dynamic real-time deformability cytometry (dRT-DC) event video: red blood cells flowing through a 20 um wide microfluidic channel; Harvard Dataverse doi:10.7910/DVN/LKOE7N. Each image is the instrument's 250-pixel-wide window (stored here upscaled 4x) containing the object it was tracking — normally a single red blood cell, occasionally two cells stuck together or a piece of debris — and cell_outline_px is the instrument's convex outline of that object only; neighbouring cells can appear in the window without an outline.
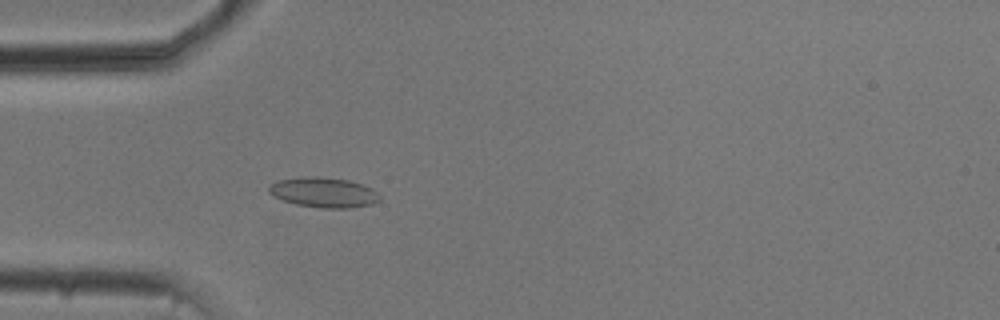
{"species": "common noctule bat (a hibernating species)", "species_latin": "Nyctalus noctula", "temperature_condition": "cold", "stored_images_in_passage": 24, "camera_frame_rate_fps": 3000, "um_per_image_px": 0.085, "animal": {"sex": "male", "body_mass_g": 20.5, "forearm_length_mm": 52.5}, "frame": {"image": 1, "passage_image": 13, "time_ms": 4.0, "image_size_px": [1000, 320], "cell_outline_px": [[380, 200], [372, 204], [352, 208], [324, 208], [296, 204], [280, 200], [272, 196], [268, 192], [268, 188], [272, 184], [280, 180], [304, 176], [316, 176], [348, 180], [372, 188], [380, 196]], "centroid_in_image_um": [27.5, 16.36], "position_along_channel_um": 57.5, "area_um2": 19.42}}
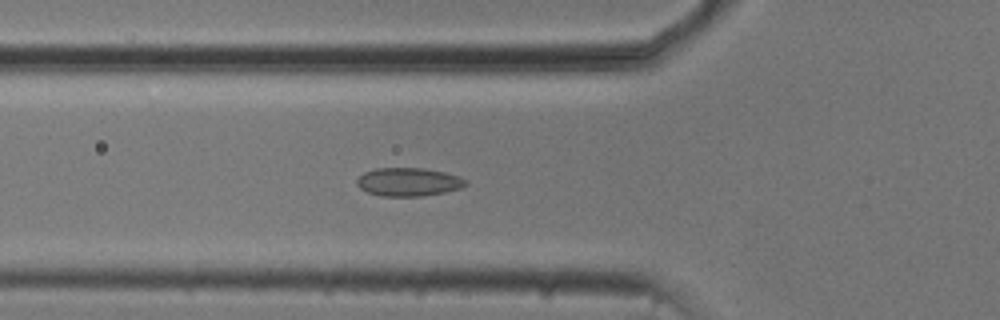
{"frame": {"image": 2, "passage_image": 16, "time_ms": 5.0, "image_size_px": [1000, 320], "cell_outline_px": [[468, 184], [460, 188], [444, 192], [420, 196], [380, 196], [368, 192], [360, 188], [356, 184], [356, 180], [364, 172], [376, 168], [424, 168], [444, 172], [460, 176], [468, 180]], "centroid_in_image_um": [34.73, 15.46], "position_along_channel_um": 91.1, "area_um2": 18.03}}
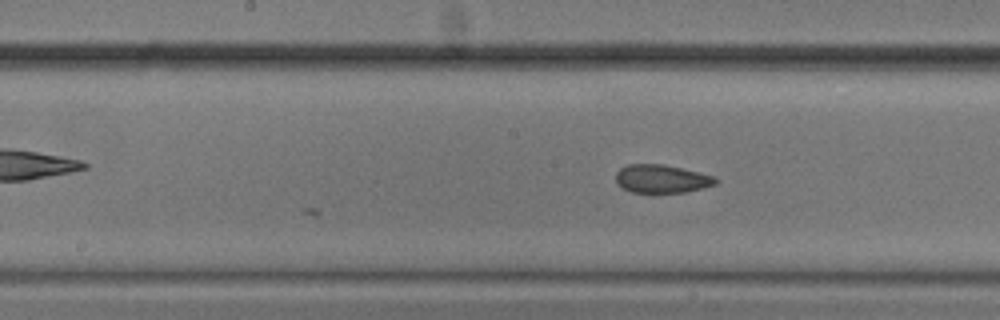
{"frame": {"image": 3, "passage_image": 24, "time_ms": 7.667, "image_size_px": [1000, 320], "cell_outline_px": [[720, 180], [716, 184], [704, 188], [684, 192], [632, 192], [616, 184], [616, 172], [620, 168], [628, 164], [664, 164], [716, 176]], "centroid_in_image_um": [56.27, 15.19], "position_along_channel_um": 191.9, "area_um2": 16.53}}